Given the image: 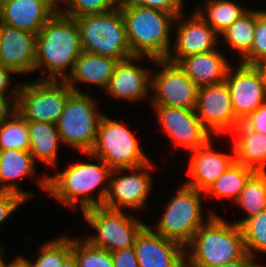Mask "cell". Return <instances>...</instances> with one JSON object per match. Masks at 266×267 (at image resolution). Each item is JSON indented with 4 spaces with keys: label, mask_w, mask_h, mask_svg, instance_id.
Returning a JSON list of instances; mask_svg holds the SVG:
<instances>
[{
    "label": "cell",
    "mask_w": 266,
    "mask_h": 267,
    "mask_svg": "<svg viewBox=\"0 0 266 267\" xmlns=\"http://www.w3.org/2000/svg\"><path fill=\"white\" fill-rule=\"evenodd\" d=\"M121 9L129 48L134 56H146L151 61L166 59L170 52V26L181 16L121 0ZM176 20V21H175Z\"/></svg>",
    "instance_id": "cell-1"
},
{
    "label": "cell",
    "mask_w": 266,
    "mask_h": 267,
    "mask_svg": "<svg viewBox=\"0 0 266 267\" xmlns=\"http://www.w3.org/2000/svg\"><path fill=\"white\" fill-rule=\"evenodd\" d=\"M83 52L80 30L75 18L55 13L37 34L35 70L44 66L48 69L43 80H65L63 71L75 62Z\"/></svg>",
    "instance_id": "cell-2"
},
{
    "label": "cell",
    "mask_w": 266,
    "mask_h": 267,
    "mask_svg": "<svg viewBox=\"0 0 266 267\" xmlns=\"http://www.w3.org/2000/svg\"><path fill=\"white\" fill-rule=\"evenodd\" d=\"M208 218L185 247L191 248L190 255H185L186 267H220L247 253L239 225L229 224L211 213Z\"/></svg>",
    "instance_id": "cell-3"
},
{
    "label": "cell",
    "mask_w": 266,
    "mask_h": 267,
    "mask_svg": "<svg viewBox=\"0 0 266 267\" xmlns=\"http://www.w3.org/2000/svg\"><path fill=\"white\" fill-rule=\"evenodd\" d=\"M82 50L118 61L134 57L127 39L125 21L120 7L104 13L85 14L75 18Z\"/></svg>",
    "instance_id": "cell-4"
},
{
    "label": "cell",
    "mask_w": 266,
    "mask_h": 267,
    "mask_svg": "<svg viewBox=\"0 0 266 267\" xmlns=\"http://www.w3.org/2000/svg\"><path fill=\"white\" fill-rule=\"evenodd\" d=\"M97 159L100 164L76 163L58 175L41 177L40 184L56 199L72 208L76 202L81 205L82 211L98 207L97 200L84 195L109 181L112 169L102 159Z\"/></svg>",
    "instance_id": "cell-5"
},
{
    "label": "cell",
    "mask_w": 266,
    "mask_h": 267,
    "mask_svg": "<svg viewBox=\"0 0 266 267\" xmlns=\"http://www.w3.org/2000/svg\"><path fill=\"white\" fill-rule=\"evenodd\" d=\"M74 91L65 80H37L18 86L17 112L26 121L56 124Z\"/></svg>",
    "instance_id": "cell-6"
},
{
    "label": "cell",
    "mask_w": 266,
    "mask_h": 267,
    "mask_svg": "<svg viewBox=\"0 0 266 267\" xmlns=\"http://www.w3.org/2000/svg\"><path fill=\"white\" fill-rule=\"evenodd\" d=\"M86 154L102 159L111 169L137 168L150 161L131 131L105 115L98 126L96 143Z\"/></svg>",
    "instance_id": "cell-7"
},
{
    "label": "cell",
    "mask_w": 266,
    "mask_h": 267,
    "mask_svg": "<svg viewBox=\"0 0 266 267\" xmlns=\"http://www.w3.org/2000/svg\"><path fill=\"white\" fill-rule=\"evenodd\" d=\"M93 100L86 94L73 92L64 105L56 126L62 142L90 153L102 118Z\"/></svg>",
    "instance_id": "cell-8"
},
{
    "label": "cell",
    "mask_w": 266,
    "mask_h": 267,
    "mask_svg": "<svg viewBox=\"0 0 266 267\" xmlns=\"http://www.w3.org/2000/svg\"><path fill=\"white\" fill-rule=\"evenodd\" d=\"M201 192L187 185H181L168 203L156 228L164 238L176 241L186 247L197 230L205 223L201 214Z\"/></svg>",
    "instance_id": "cell-9"
},
{
    "label": "cell",
    "mask_w": 266,
    "mask_h": 267,
    "mask_svg": "<svg viewBox=\"0 0 266 267\" xmlns=\"http://www.w3.org/2000/svg\"><path fill=\"white\" fill-rule=\"evenodd\" d=\"M83 213L86 221L98 233L85 240L92 246L109 252L134 247L137 235L146 226L119 209L98 206L87 209Z\"/></svg>",
    "instance_id": "cell-10"
},
{
    "label": "cell",
    "mask_w": 266,
    "mask_h": 267,
    "mask_svg": "<svg viewBox=\"0 0 266 267\" xmlns=\"http://www.w3.org/2000/svg\"><path fill=\"white\" fill-rule=\"evenodd\" d=\"M151 162L139 166L137 168H117L112 169L109 188L104 187L98 195V206H104L111 209H119L121 207L139 209L147 200L149 191L151 190L150 174L146 172V168H150ZM138 173L124 175L114 178V173L123 172L126 170H140ZM144 170V171H143Z\"/></svg>",
    "instance_id": "cell-11"
},
{
    "label": "cell",
    "mask_w": 266,
    "mask_h": 267,
    "mask_svg": "<svg viewBox=\"0 0 266 267\" xmlns=\"http://www.w3.org/2000/svg\"><path fill=\"white\" fill-rule=\"evenodd\" d=\"M162 69L151 77V87L156 91L154 105L195 109L198 87L187 77L176 63L166 59H155L154 64Z\"/></svg>",
    "instance_id": "cell-12"
},
{
    "label": "cell",
    "mask_w": 266,
    "mask_h": 267,
    "mask_svg": "<svg viewBox=\"0 0 266 267\" xmlns=\"http://www.w3.org/2000/svg\"><path fill=\"white\" fill-rule=\"evenodd\" d=\"M232 72L230 66L225 82L231 95L234 113L243 121L266 102V80L262 70L256 65L241 63L236 72Z\"/></svg>",
    "instance_id": "cell-13"
},
{
    "label": "cell",
    "mask_w": 266,
    "mask_h": 267,
    "mask_svg": "<svg viewBox=\"0 0 266 267\" xmlns=\"http://www.w3.org/2000/svg\"><path fill=\"white\" fill-rule=\"evenodd\" d=\"M195 112L203 126L212 134L233 131L241 122L234 113L226 82L198 89Z\"/></svg>",
    "instance_id": "cell-14"
},
{
    "label": "cell",
    "mask_w": 266,
    "mask_h": 267,
    "mask_svg": "<svg viewBox=\"0 0 266 267\" xmlns=\"http://www.w3.org/2000/svg\"><path fill=\"white\" fill-rule=\"evenodd\" d=\"M163 131L176 146L196 150L210 141V132L203 126L195 109L153 105Z\"/></svg>",
    "instance_id": "cell-15"
},
{
    "label": "cell",
    "mask_w": 266,
    "mask_h": 267,
    "mask_svg": "<svg viewBox=\"0 0 266 267\" xmlns=\"http://www.w3.org/2000/svg\"><path fill=\"white\" fill-rule=\"evenodd\" d=\"M134 250L139 267H186L185 247L147 225L137 235Z\"/></svg>",
    "instance_id": "cell-16"
},
{
    "label": "cell",
    "mask_w": 266,
    "mask_h": 267,
    "mask_svg": "<svg viewBox=\"0 0 266 267\" xmlns=\"http://www.w3.org/2000/svg\"><path fill=\"white\" fill-rule=\"evenodd\" d=\"M37 35L0 22V64L15 73L35 70Z\"/></svg>",
    "instance_id": "cell-17"
},
{
    "label": "cell",
    "mask_w": 266,
    "mask_h": 267,
    "mask_svg": "<svg viewBox=\"0 0 266 267\" xmlns=\"http://www.w3.org/2000/svg\"><path fill=\"white\" fill-rule=\"evenodd\" d=\"M174 54L169 52L166 60L178 63L182 58L215 50L218 33L197 13L177 28Z\"/></svg>",
    "instance_id": "cell-18"
},
{
    "label": "cell",
    "mask_w": 266,
    "mask_h": 267,
    "mask_svg": "<svg viewBox=\"0 0 266 267\" xmlns=\"http://www.w3.org/2000/svg\"><path fill=\"white\" fill-rule=\"evenodd\" d=\"M232 154L214 152L211 140L204 146L190 151L192 154L188 174L192 177L185 185L206 192L209 187L235 162Z\"/></svg>",
    "instance_id": "cell-19"
},
{
    "label": "cell",
    "mask_w": 266,
    "mask_h": 267,
    "mask_svg": "<svg viewBox=\"0 0 266 267\" xmlns=\"http://www.w3.org/2000/svg\"><path fill=\"white\" fill-rule=\"evenodd\" d=\"M55 13L42 0H4L0 22L37 35Z\"/></svg>",
    "instance_id": "cell-20"
},
{
    "label": "cell",
    "mask_w": 266,
    "mask_h": 267,
    "mask_svg": "<svg viewBox=\"0 0 266 267\" xmlns=\"http://www.w3.org/2000/svg\"><path fill=\"white\" fill-rule=\"evenodd\" d=\"M140 58L142 56H134L116 64L106 88L111 96L137 101L147 95V89L151 87L150 72L146 68L132 63L135 59Z\"/></svg>",
    "instance_id": "cell-21"
},
{
    "label": "cell",
    "mask_w": 266,
    "mask_h": 267,
    "mask_svg": "<svg viewBox=\"0 0 266 267\" xmlns=\"http://www.w3.org/2000/svg\"><path fill=\"white\" fill-rule=\"evenodd\" d=\"M220 52L213 50L182 58L177 64L198 87L219 84L225 81L229 65Z\"/></svg>",
    "instance_id": "cell-22"
},
{
    "label": "cell",
    "mask_w": 266,
    "mask_h": 267,
    "mask_svg": "<svg viewBox=\"0 0 266 267\" xmlns=\"http://www.w3.org/2000/svg\"><path fill=\"white\" fill-rule=\"evenodd\" d=\"M118 62V60L109 56L83 51L77 58L71 74L67 76L65 81L75 93H80L74 87L75 83L73 82L77 81L107 88Z\"/></svg>",
    "instance_id": "cell-23"
},
{
    "label": "cell",
    "mask_w": 266,
    "mask_h": 267,
    "mask_svg": "<svg viewBox=\"0 0 266 267\" xmlns=\"http://www.w3.org/2000/svg\"><path fill=\"white\" fill-rule=\"evenodd\" d=\"M232 132L237 135L233 142L235 161L257 172H266V134L251 131L241 122Z\"/></svg>",
    "instance_id": "cell-24"
},
{
    "label": "cell",
    "mask_w": 266,
    "mask_h": 267,
    "mask_svg": "<svg viewBox=\"0 0 266 267\" xmlns=\"http://www.w3.org/2000/svg\"><path fill=\"white\" fill-rule=\"evenodd\" d=\"M35 160L29 151L20 149L0 150V190H7L18 193L25 199L30 195L18 188L12 181L27 175H33ZM6 181L9 183L7 184ZM4 182L6 184H4Z\"/></svg>",
    "instance_id": "cell-25"
},
{
    "label": "cell",
    "mask_w": 266,
    "mask_h": 267,
    "mask_svg": "<svg viewBox=\"0 0 266 267\" xmlns=\"http://www.w3.org/2000/svg\"><path fill=\"white\" fill-rule=\"evenodd\" d=\"M27 128L30 139L29 152L34 160L38 158L48 165H55L58 143L62 142L56 124L27 121Z\"/></svg>",
    "instance_id": "cell-26"
},
{
    "label": "cell",
    "mask_w": 266,
    "mask_h": 267,
    "mask_svg": "<svg viewBox=\"0 0 266 267\" xmlns=\"http://www.w3.org/2000/svg\"><path fill=\"white\" fill-rule=\"evenodd\" d=\"M255 172L254 169L235 161L205 193L217 198H232L235 202L244 189L246 182Z\"/></svg>",
    "instance_id": "cell-27"
},
{
    "label": "cell",
    "mask_w": 266,
    "mask_h": 267,
    "mask_svg": "<svg viewBox=\"0 0 266 267\" xmlns=\"http://www.w3.org/2000/svg\"><path fill=\"white\" fill-rule=\"evenodd\" d=\"M248 216L238 222L241 225L246 219L266 209V172H255L246 182L238 199L235 201Z\"/></svg>",
    "instance_id": "cell-28"
},
{
    "label": "cell",
    "mask_w": 266,
    "mask_h": 267,
    "mask_svg": "<svg viewBox=\"0 0 266 267\" xmlns=\"http://www.w3.org/2000/svg\"><path fill=\"white\" fill-rule=\"evenodd\" d=\"M206 6L207 13L201 9L196 12L217 33L223 32L248 11L230 0H210Z\"/></svg>",
    "instance_id": "cell-29"
},
{
    "label": "cell",
    "mask_w": 266,
    "mask_h": 267,
    "mask_svg": "<svg viewBox=\"0 0 266 267\" xmlns=\"http://www.w3.org/2000/svg\"><path fill=\"white\" fill-rule=\"evenodd\" d=\"M255 31V11L248 10L232 25L221 32L227 43L243 57L251 50Z\"/></svg>",
    "instance_id": "cell-30"
},
{
    "label": "cell",
    "mask_w": 266,
    "mask_h": 267,
    "mask_svg": "<svg viewBox=\"0 0 266 267\" xmlns=\"http://www.w3.org/2000/svg\"><path fill=\"white\" fill-rule=\"evenodd\" d=\"M8 149H30L27 121L18 112L0 126V150Z\"/></svg>",
    "instance_id": "cell-31"
},
{
    "label": "cell",
    "mask_w": 266,
    "mask_h": 267,
    "mask_svg": "<svg viewBox=\"0 0 266 267\" xmlns=\"http://www.w3.org/2000/svg\"><path fill=\"white\" fill-rule=\"evenodd\" d=\"M246 252L253 256V250L266 253V209L246 219L241 225Z\"/></svg>",
    "instance_id": "cell-32"
},
{
    "label": "cell",
    "mask_w": 266,
    "mask_h": 267,
    "mask_svg": "<svg viewBox=\"0 0 266 267\" xmlns=\"http://www.w3.org/2000/svg\"><path fill=\"white\" fill-rule=\"evenodd\" d=\"M40 251L35 263L27 260L29 267H61L64 259L72 252V239L66 236L53 239L44 243Z\"/></svg>",
    "instance_id": "cell-33"
},
{
    "label": "cell",
    "mask_w": 266,
    "mask_h": 267,
    "mask_svg": "<svg viewBox=\"0 0 266 267\" xmlns=\"http://www.w3.org/2000/svg\"><path fill=\"white\" fill-rule=\"evenodd\" d=\"M72 252L79 267H113L111 252L94 247L87 240L72 239Z\"/></svg>",
    "instance_id": "cell-34"
},
{
    "label": "cell",
    "mask_w": 266,
    "mask_h": 267,
    "mask_svg": "<svg viewBox=\"0 0 266 267\" xmlns=\"http://www.w3.org/2000/svg\"><path fill=\"white\" fill-rule=\"evenodd\" d=\"M242 63L259 68L266 63V11L255 10V31L251 50Z\"/></svg>",
    "instance_id": "cell-35"
},
{
    "label": "cell",
    "mask_w": 266,
    "mask_h": 267,
    "mask_svg": "<svg viewBox=\"0 0 266 267\" xmlns=\"http://www.w3.org/2000/svg\"><path fill=\"white\" fill-rule=\"evenodd\" d=\"M121 0H65L69 8L59 12L77 18L85 14L104 13L119 7Z\"/></svg>",
    "instance_id": "cell-36"
},
{
    "label": "cell",
    "mask_w": 266,
    "mask_h": 267,
    "mask_svg": "<svg viewBox=\"0 0 266 267\" xmlns=\"http://www.w3.org/2000/svg\"><path fill=\"white\" fill-rule=\"evenodd\" d=\"M26 199L18 193L0 190V224L5 221Z\"/></svg>",
    "instance_id": "cell-37"
},
{
    "label": "cell",
    "mask_w": 266,
    "mask_h": 267,
    "mask_svg": "<svg viewBox=\"0 0 266 267\" xmlns=\"http://www.w3.org/2000/svg\"><path fill=\"white\" fill-rule=\"evenodd\" d=\"M140 6L158 9L165 12L173 13L178 16L182 10V0H130Z\"/></svg>",
    "instance_id": "cell-38"
},
{
    "label": "cell",
    "mask_w": 266,
    "mask_h": 267,
    "mask_svg": "<svg viewBox=\"0 0 266 267\" xmlns=\"http://www.w3.org/2000/svg\"><path fill=\"white\" fill-rule=\"evenodd\" d=\"M241 123L251 131L266 134V102Z\"/></svg>",
    "instance_id": "cell-39"
},
{
    "label": "cell",
    "mask_w": 266,
    "mask_h": 267,
    "mask_svg": "<svg viewBox=\"0 0 266 267\" xmlns=\"http://www.w3.org/2000/svg\"><path fill=\"white\" fill-rule=\"evenodd\" d=\"M113 267H139L134 247L111 252Z\"/></svg>",
    "instance_id": "cell-40"
},
{
    "label": "cell",
    "mask_w": 266,
    "mask_h": 267,
    "mask_svg": "<svg viewBox=\"0 0 266 267\" xmlns=\"http://www.w3.org/2000/svg\"><path fill=\"white\" fill-rule=\"evenodd\" d=\"M14 96H11L13 103L5 98L3 94H0V126L8 119L11 118L17 112V94L18 89L13 90ZM12 104V105H11Z\"/></svg>",
    "instance_id": "cell-41"
},
{
    "label": "cell",
    "mask_w": 266,
    "mask_h": 267,
    "mask_svg": "<svg viewBox=\"0 0 266 267\" xmlns=\"http://www.w3.org/2000/svg\"><path fill=\"white\" fill-rule=\"evenodd\" d=\"M10 73H15L12 69L0 64V94L5 95V91L8 89L10 83Z\"/></svg>",
    "instance_id": "cell-42"
},
{
    "label": "cell",
    "mask_w": 266,
    "mask_h": 267,
    "mask_svg": "<svg viewBox=\"0 0 266 267\" xmlns=\"http://www.w3.org/2000/svg\"><path fill=\"white\" fill-rule=\"evenodd\" d=\"M252 260L253 256H251L249 253H246L242 258L220 267H261L252 262Z\"/></svg>",
    "instance_id": "cell-43"
},
{
    "label": "cell",
    "mask_w": 266,
    "mask_h": 267,
    "mask_svg": "<svg viewBox=\"0 0 266 267\" xmlns=\"http://www.w3.org/2000/svg\"><path fill=\"white\" fill-rule=\"evenodd\" d=\"M0 267H29V264L27 262L26 259H24L23 257H18L17 259L13 260L11 263L9 264H5V262L1 263Z\"/></svg>",
    "instance_id": "cell-44"
},
{
    "label": "cell",
    "mask_w": 266,
    "mask_h": 267,
    "mask_svg": "<svg viewBox=\"0 0 266 267\" xmlns=\"http://www.w3.org/2000/svg\"><path fill=\"white\" fill-rule=\"evenodd\" d=\"M61 267H79L75 254L71 252L63 261Z\"/></svg>",
    "instance_id": "cell-45"
},
{
    "label": "cell",
    "mask_w": 266,
    "mask_h": 267,
    "mask_svg": "<svg viewBox=\"0 0 266 267\" xmlns=\"http://www.w3.org/2000/svg\"><path fill=\"white\" fill-rule=\"evenodd\" d=\"M44 1L46 4H48L56 13H59L60 11H58L57 9V4L59 2H65V0H42Z\"/></svg>",
    "instance_id": "cell-46"
},
{
    "label": "cell",
    "mask_w": 266,
    "mask_h": 267,
    "mask_svg": "<svg viewBox=\"0 0 266 267\" xmlns=\"http://www.w3.org/2000/svg\"><path fill=\"white\" fill-rule=\"evenodd\" d=\"M260 69L262 70L263 74H264V77H265V80H266V63H264Z\"/></svg>",
    "instance_id": "cell-47"
},
{
    "label": "cell",
    "mask_w": 266,
    "mask_h": 267,
    "mask_svg": "<svg viewBox=\"0 0 266 267\" xmlns=\"http://www.w3.org/2000/svg\"><path fill=\"white\" fill-rule=\"evenodd\" d=\"M3 1H4V0H0V13H1V10H2Z\"/></svg>",
    "instance_id": "cell-48"
},
{
    "label": "cell",
    "mask_w": 266,
    "mask_h": 267,
    "mask_svg": "<svg viewBox=\"0 0 266 267\" xmlns=\"http://www.w3.org/2000/svg\"><path fill=\"white\" fill-rule=\"evenodd\" d=\"M2 250H3V249L0 248V255H1V253L3 252ZM1 263H2V258H1V256H0V266H1Z\"/></svg>",
    "instance_id": "cell-49"
}]
</instances>
